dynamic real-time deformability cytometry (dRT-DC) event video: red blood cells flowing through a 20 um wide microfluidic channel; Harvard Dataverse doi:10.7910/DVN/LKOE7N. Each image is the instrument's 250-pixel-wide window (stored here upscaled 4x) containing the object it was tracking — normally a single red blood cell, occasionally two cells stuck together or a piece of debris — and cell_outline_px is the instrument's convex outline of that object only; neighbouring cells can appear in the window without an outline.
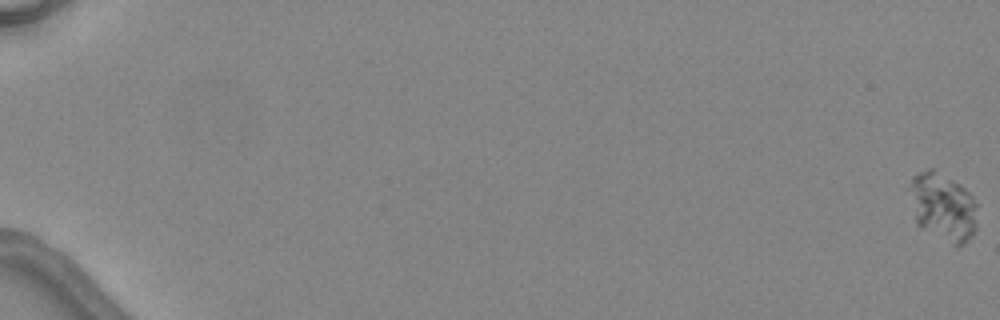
{"species": "common noctule bat (a hibernating species)", "species_latin": "Nyctalus noctula", "temperature_condition": "warm", "stored_images_in_passage": 6, "camera_frame_rate_fps": 3000, "um_per_image_px": 0.085, "animal": {"sex": "female", "body_mass_g": 24.6, "forearm_length_mm": 56.2}, "frame": {"image": 1, "passage_image": 1, "time_ms": 0.0, "image_size_px": [1000, 320], "cell_outline_px": [[976, 228], [972, 236], [964, 244], [956, 248], [920, 228], [916, 224], [908, 188], [912, 176], [928, 168], [932, 168], [964, 188], [972, 196], [976, 204]], "centroid_in_image_um": [80.13, 17.63], "position_along_channel_um": 4.9, "area_um2": 27.11}}
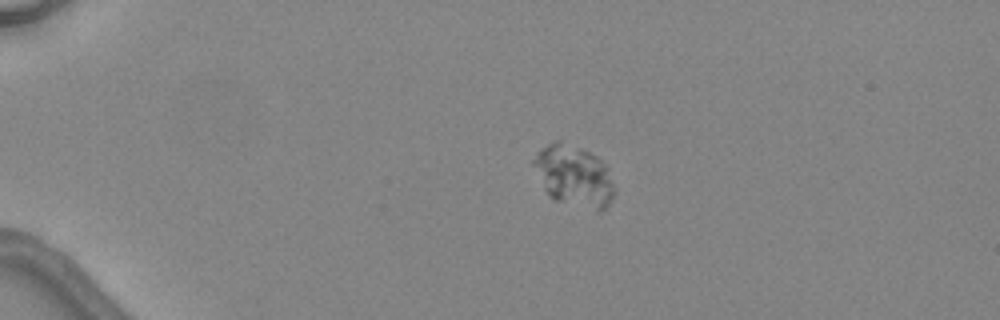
{"frame": {"image": 2, "passage_image": 4, "time_ms": 4.333, "image_size_px": [1000, 320], "cell_outline_px": [[616, 192], [608, 204], [600, 212], [596, 212], [552, 200], [548, 196], [532, 164], [532, 160], [536, 152], [540, 148], [556, 140], [560, 140], [580, 148], [596, 156], [608, 168], [616, 188]], "centroid_in_image_um": [48.79, 14.99], "position_along_channel_um": 36.2, "area_um2": 29.36}}
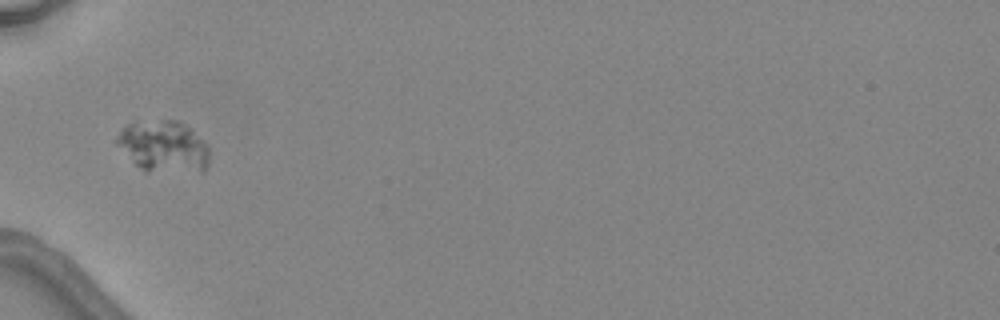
{"frame": {"image": 3, "passage_image": 6, "time_ms": 6.667, "image_size_px": [1000, 320], "cell_outline_px": [[208, 164], [204, 172], [144, 172], [116, 144], [116, 140], [120, 132], [128, 124], [160, 120], [176, 120], [184, 124], [208, 144]], "centroid_in_image_um": [13.94, 12.49], "position_along_channel_um": 71.1, "area_um2": 27.69}}